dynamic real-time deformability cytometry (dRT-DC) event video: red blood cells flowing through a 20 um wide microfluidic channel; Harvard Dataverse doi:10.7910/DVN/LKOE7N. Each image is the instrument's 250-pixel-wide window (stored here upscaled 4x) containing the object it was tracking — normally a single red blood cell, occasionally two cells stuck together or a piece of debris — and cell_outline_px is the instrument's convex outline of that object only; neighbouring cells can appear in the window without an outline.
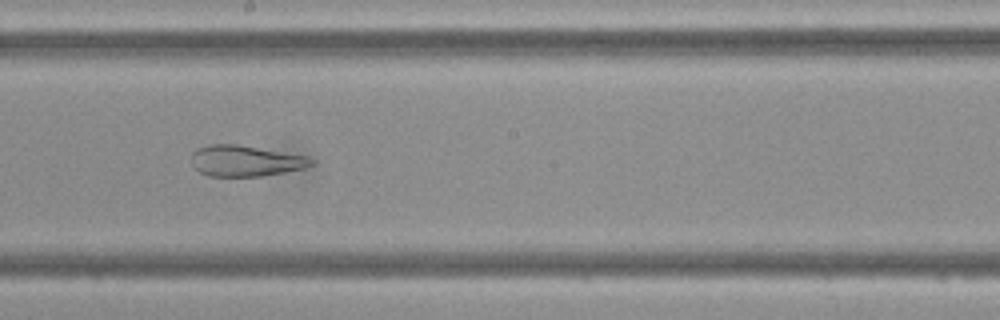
{"species": "Egyptian fruit bat (a non-hibernating species)", "species_latin": "Rousettus aegyptiacus", "temperature_condition": "cold", "stored_images_in_passage": 47, "camera_frame_rate_fps": 3000, "um_per_image_px": 0.085, "frame": {"image": 1, "passage_image": 26, "time_ms": 8.333, "image_size_px": [1000, 320], "cell_outline_px": [[316, 164], [304, 168], [284, 172], [260, 176], [208, 176], [192, 168], [192, 152], [196, 148], [208, 144], [236, 144], [308, 156], [316, 160]], "centroid_in_image_um": [20.86, 13.67], "position_along_channel_um": 227.3, "area_um2": 21.85}}
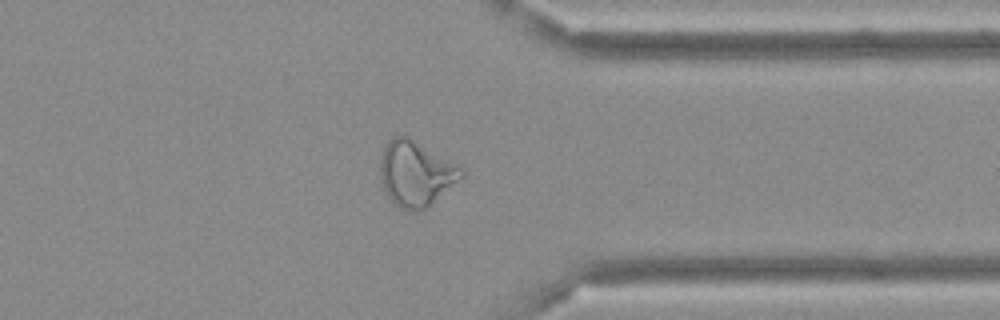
{"frame": {"image": 2, "passage_image": 37, "time_ms": 12.0, "image_size_px": [1000, 320], "cell_outline_px": [[464, 176], [420, 212], [400, 208], [388, 196], [384, 188], [380, 176], [380, 160], [384, 148], [388, 140], [392, 136], [408, 136], [460, 164], [464, 168]], "centroid_in_image_um": [35.37, 14.71], "position_along_channel_um": 376.0, "area_um2": 30.87}}
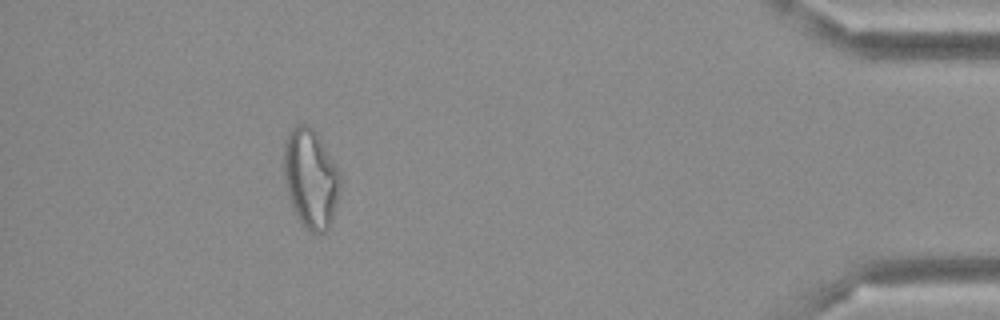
{"frame": {"image": 3, "passage_image": 43, "time_ms": 14.0, "image_size_px": [1000, 320], "cell_outline_px": [[340, 192], [332, 220], [328, 228], [320, 236], [316, 236], [300, 224], [292, 208], [284, 176], [284, 144], [288, 132], [296, 124], [308, 124], [316, 132], [340, 168]], "centroid_in_image_um": [26.43, 15.19], "position_along_channel_um": 408.8, "area_um2": 33.23}}